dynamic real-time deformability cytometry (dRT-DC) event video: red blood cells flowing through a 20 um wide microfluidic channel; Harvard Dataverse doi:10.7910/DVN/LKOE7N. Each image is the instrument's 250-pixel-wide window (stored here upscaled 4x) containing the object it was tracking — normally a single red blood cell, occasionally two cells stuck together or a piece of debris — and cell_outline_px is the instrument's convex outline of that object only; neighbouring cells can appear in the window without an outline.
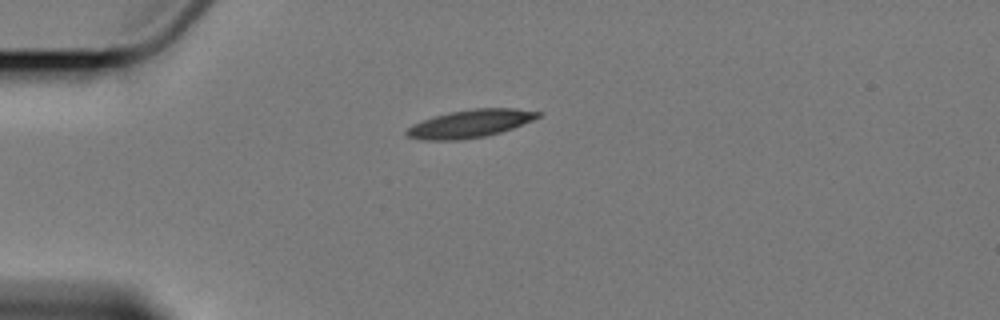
{"species": "Egyptian fruit bat (a non-hibernating species)", "species_latin": "Rousettus aegyptiacus", "temperature_condition": "cold", "stored_images_in_passage": 3, "camera_frame_rate_fps": 3000, "um_per_image_px": 0.085, "animal": {"sex": "female"}, "frame": {"image": 1, "passage_image": 1, "time_ms": 0.0, "image_size_px": [1000, 320], "cell_outline_px": [[544, 112], [540, 116], [532, 120], [512, 128], [500, 132], [484, 136], [456, 140], [420, 140], [408, 136], [404, 132], [412, 124], [420, 120], [432, 116], [448, 112], [472, 108], [516, 108]], "centroid_in_image_um": [39.93, 10.49], "position_along_channel_um": 45.1, "area_um2": 21.44}}
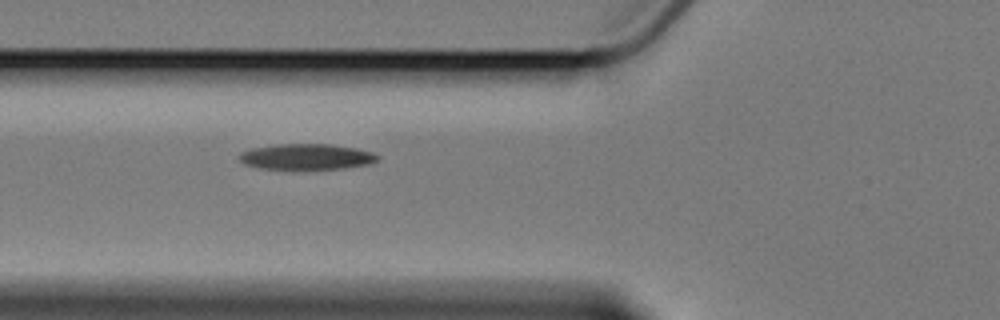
{"frame": {"image": 2, "passage_image": 3, "time_ms": 2.333, "image_size_px": [1000, 320], "cell_outline_px": [[380, 156], [376, 160], [368, 164], [340, 168], [260, 168], [244, 164], [236, 156], [240, 152], [252, 148], [276, 144], [332, 144], [356, 148], [372, 152]], "centroid_in_image_um": [26.01, 13.3], "position_along_channel_um": 99.8, "area_um2": 20.46}}